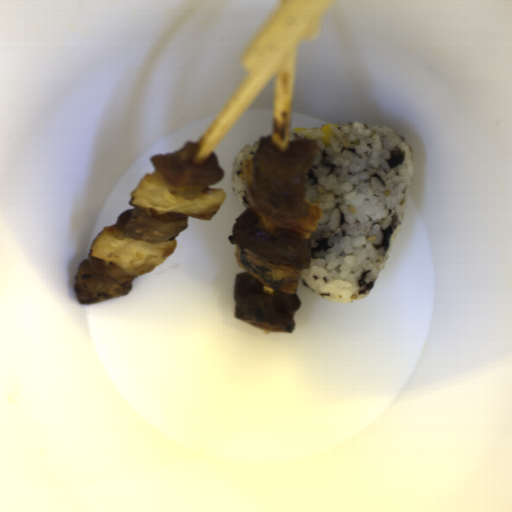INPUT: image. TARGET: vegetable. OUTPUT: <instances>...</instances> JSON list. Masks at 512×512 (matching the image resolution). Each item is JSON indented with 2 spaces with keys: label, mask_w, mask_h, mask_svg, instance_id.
<instances>
[{
  "label": "vegetable",
  "mask_w": 512,
  "mask_h": 512,
  "mask_svg": "<svg viewBox=\"0 0 512 512\" xmlns=\"http://www.w3.org/2000/svg\"><path fill=\"white\" fill-rule=\"evenodd\" d=\"M226 199L222 188L177 186L157 170L146 173L134 190L129 203L135 208L183 214L203 220L211 219Z\"/></svg>",
  "instance_id": "add77e79"
},
{
  "label": "vegetable",
  "mask_w": 512,
  "mask_h": 512,
  "mask_svg": "<svg viewBox=\"0 0 512 512\" xmlns=\"http://www.w3.org/2000/svg\"><path fill=\"white\" fill-rule=\"evenodd\" d=\"M176 247L177 240L172 238L163 242L137 240L109 225L95 235L89 254L138 277L154 271Z\"/></svg>",
  "instance_id": "ea0f7189"
},
{
  "label": "vegetable",
  "mask_w": 512,
  "mask_h": 512,
  "mask_svg": "<svg viewBox=\"0 0 512 512\" xmlns=\"http://www.w3.org/2000/svg\"><path fill=\"white\" fill-rule=\"evenodd\" d=\"M253 171L254 156L251 154L242 163L237 175L245 189L242 199L258 223L268 232H290L305 240L311 239V232L317 231L318 221L323 212L322 207L306 199L304 200L307 208L305 217H274L265 213L258 205L252 190Z\"/></svg>",
  "instance_id": "f7b5029e"
},
{
  "label": "vegetable",
  "mask_w": 512,
  "mask_h": 512,
  "mask_svg": "<svg viewBox=\"0 0 512 512\" xmlns=\"http://www.w3.org/2000/svg\"><path fill=\"white\" fill-rule=\"evenodd\" d=\"M234 252L236 262L243 272L258 280L263 288H271L274 293L280 290L296 296L300 268L275 262L239 244L235 245Z\"/></svg>",
  "instance_id": "96ceb2fe"
}]
</instances>
